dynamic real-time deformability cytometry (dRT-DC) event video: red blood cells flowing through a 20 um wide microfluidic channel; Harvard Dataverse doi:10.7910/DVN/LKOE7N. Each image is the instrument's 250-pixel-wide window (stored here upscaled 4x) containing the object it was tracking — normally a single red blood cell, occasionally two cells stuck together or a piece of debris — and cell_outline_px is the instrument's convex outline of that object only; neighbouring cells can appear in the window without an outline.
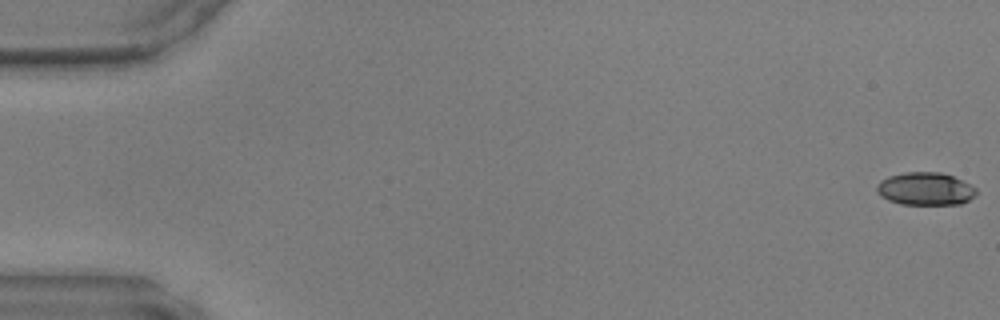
{"species": "common noctule bat (a hibernating species)", "species_latin": "Nyctalus noctula", "temperature_condition": "warm", "stored_images_in_passage": 14, "camera_frame_rate_fps": 3000, "um_per_image_px": 0.085, "animal": {"sex": "male", "body_mass_g": 17.9, "forearm_length_mm": 54.2}, "frame": {"image": 1, "passage_image": 1, "time_ms": 0.0, "image_size_px": [1000, 320], "cell_outline_px": [[976, 196], [960, 204], [900, 204], [888, 200], [880, 196], [876, 192], [876, 184], [880, 180], [888, 176], [908, 172], [940, 172], [952, 176], [976, 188]], "centroid_in_image_um": [78.61, 16.05], "position_along_channel_um": 6.4, "area_um2": 19.02}}